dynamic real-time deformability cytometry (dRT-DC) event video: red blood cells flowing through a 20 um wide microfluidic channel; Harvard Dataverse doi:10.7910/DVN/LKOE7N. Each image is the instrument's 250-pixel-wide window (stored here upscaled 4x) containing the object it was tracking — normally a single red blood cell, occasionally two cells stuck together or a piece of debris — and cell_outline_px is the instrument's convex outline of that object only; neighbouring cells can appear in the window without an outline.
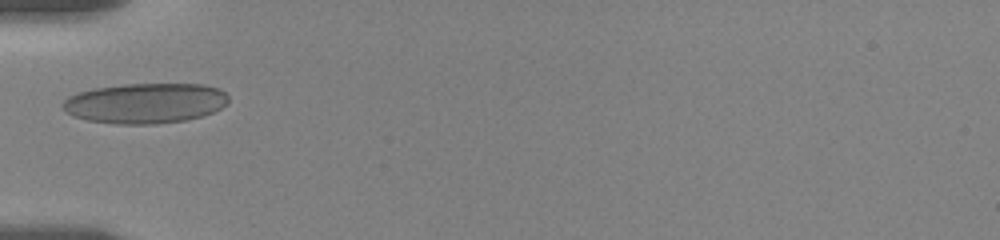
{"species": "human", "species_latin": "Homo sapiens", "temperature_condition": "room temperature", "stored_images_in_passage": 7, "camera_frame_rate_fps": 3000, "um_per_image_px": 0.085, "donor": {"sex": "female"}, "frame": {"image": 1, "passage_image": 1, "time_ms": 0.0, "image_size_px": [1000, 240], "cell_outline_px": [[228, 100], [220, 108], [212, 112], [200, 116], [184, 120], [156, 124], [116, 124], [88, 120], [72, 116], [60, 104], [68, 96], [80, 92], [96, 88], [124, 84], [204, 84], [220, 88], [228, 96]], "centroid_in_image_um": [12.34, 8.77], "position_along_channel_um": 72.7, "area_um2": 38.73}}
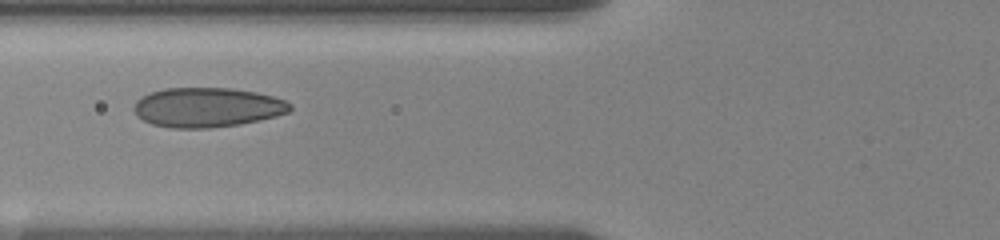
{"frame": {"image": 2, "passage_image": 6, "time_ms": 1.0, "image_size_px": [1000, 240], "cell_outline_px": [[292, 108], [288, 112], [276, 116], [240, 124], [212, 128], [172, 128], [152, 124], [136, 116], [132, 108], [136, 100], [140, 96], [164, 88], [232, 88], [256, 92], [272, 96], [284, 100], [292, 104]], "centroid_in_image_um": [17.58, 9.12], "position_along_channel_um": 108.2, "area_um2": 36.18}}